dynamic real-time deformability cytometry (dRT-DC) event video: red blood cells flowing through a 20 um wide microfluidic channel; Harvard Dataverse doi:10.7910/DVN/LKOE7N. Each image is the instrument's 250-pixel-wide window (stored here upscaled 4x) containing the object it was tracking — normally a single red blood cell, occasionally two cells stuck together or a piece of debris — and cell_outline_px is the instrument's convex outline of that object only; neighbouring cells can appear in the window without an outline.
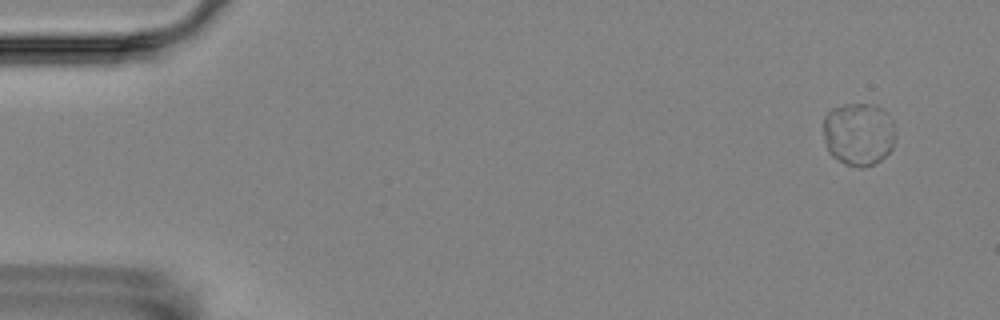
{"species": "Egyptian fruit bat (a non-hibernating species)", "species_latin": "Rousettus aegyptiacus", "temperature_condition": "room temperature", "stored_images_in_passage": 8, "camera_frame_rate_fps": 3000, "um_per_image_px": 0.085, "animal": {"sex": "female"}, "frame": {"image": 1, "passage_image": 1, "time_ms": 0.0, "image_size_px": [1000, 320], "cell_outline_px": [[896, 140], [892, 148], [876, 164], [864, 168], [860, 168], [844, 164], [832, 156], [828, 152], [824, 140], [824, 116], [832, 108], [844, 104], [872, 104], [880, 108], [892, 120], [896, 136]], "centroid_in_image_um": [72.98, 11.42], "position_along_channel_um": 12.0, "area_um2": 26.76}}
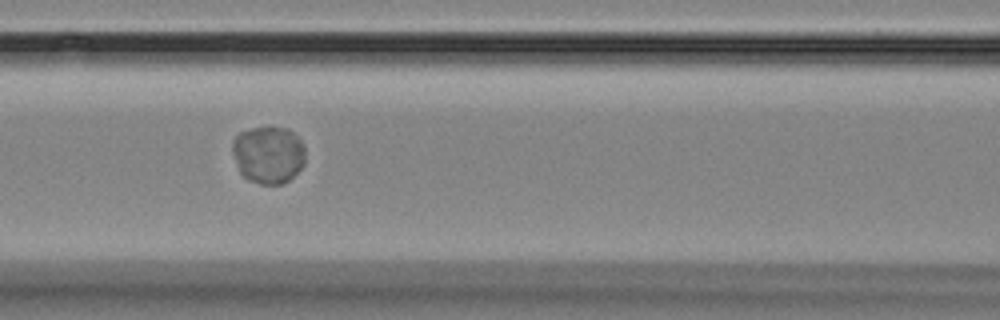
{"frame": {"image": 2, "passage_image": 7, "time_ms": 7.0, "image_size_px": [1000, 320], "cell_outline_px": [[304, 164], [288, 180], [280, 184], [260, 184], [248, 180], [240, 172], [232, 152], [232, 140], [240, 132], [252, 128], [288, 128], [300, 140], [304, 148]], "centroid_in_image_um": [22.78, 13.15], "position_along_channel_um": 143.8, "area_um2": 24.1}}
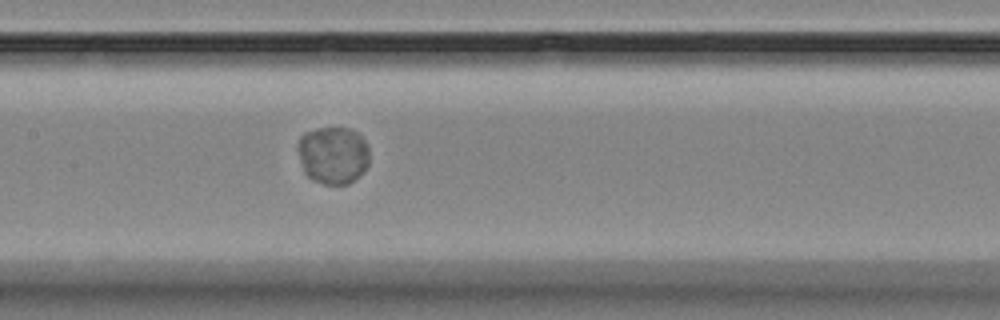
{"frame": {"image": 3, "passage_image": 8, "time_ms": 8.0, "image_size_px": [1000, 320], "cell_outline_px": [[368, 164], [348, 184], [324, 184], [312, 180], [304, 172], [296, 148], [300, 136], [304, 132], [316, 128], [352, 128], [368, 144]], "centroid_in_image_um": [28.26, 13.16], "position_along_channel_um": 179.1, "area_um2": 23.99}}